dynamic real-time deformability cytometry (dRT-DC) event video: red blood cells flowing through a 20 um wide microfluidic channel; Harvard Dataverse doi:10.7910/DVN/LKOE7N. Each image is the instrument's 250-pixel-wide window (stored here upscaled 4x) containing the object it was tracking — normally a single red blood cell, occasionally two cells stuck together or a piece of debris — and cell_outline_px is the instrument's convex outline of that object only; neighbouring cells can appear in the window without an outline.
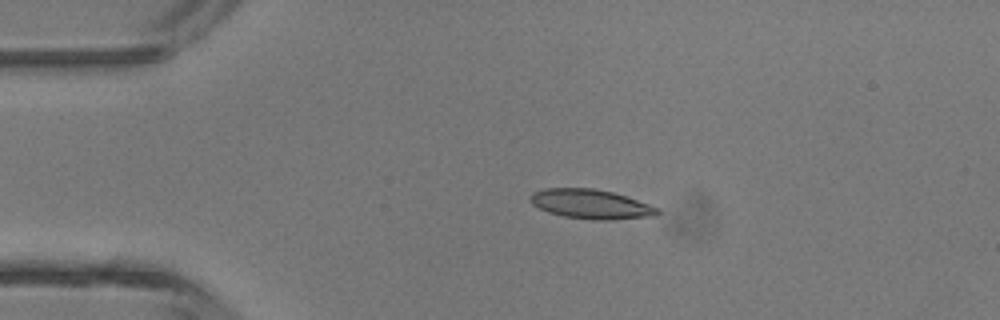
{"species": "common noctule bat (a hibernating species)", "species_latin": "Nyctalus noctula", "temperature_condition": "room temperature", "stored_images_in_passage": 4, "camera_frame_rate_fps": 3000, "um_per_image_px": 0.085, "animal": {"sex": "male", "body_mass_g": 13.3}, "frame": {"image": 1, "passage_image": 3, "time_ms": 3.0, "image_size_px": [1000, 320], "cell_outline_px": [[660, 212], [656, 216], [612, 220], [592, 220], [564, 216], [548, 212], [532, 204], [528, 200], [528, 196], [532, 192], [544, 188], [592, 188], [612, 192], [660, 208]], "centroid_in_image_um": [50.2, 17.35], "position_along_channel_um": 34.8, "area_um2": 21.91}}